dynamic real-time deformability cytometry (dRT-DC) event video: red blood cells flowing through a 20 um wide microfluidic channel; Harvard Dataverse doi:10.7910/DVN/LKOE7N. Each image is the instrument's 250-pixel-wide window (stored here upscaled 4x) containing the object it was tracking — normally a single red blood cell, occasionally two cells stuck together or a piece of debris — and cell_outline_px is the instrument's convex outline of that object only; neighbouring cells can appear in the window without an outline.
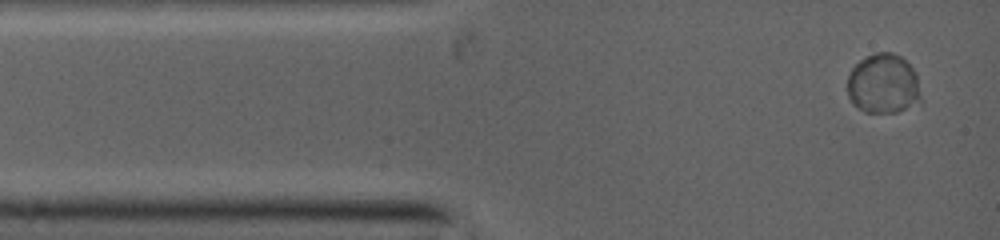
{"species": "common noctule bat (a hibernating species)", "species_latin": "Nyctalus noctula", "temperature_condition": "warm", "stored_images_in_passage": 42, "camera_frame_rate_fps": 5000, "um_per_image_px": 0.085, "animal": {"sex": "female", "body_mass_g": 19.0, "forearm_length_mm": 53.3}, "frame": {"image": 1, "passage_image": 1, "time_ms": 0.0, "image_size_px": [1000, 240], "cell_outline_px": [[924, 100], [896, 112], [864, 112], [848, 96], [848, 76], [852, 68], [860, 60], [876, 52], [892, 52], [900, 56], [916, 72]], "centroid_in_image_um": [75.13, 7.12], "position_along_channel_um": 9.9, "area_um2": 25.61}}
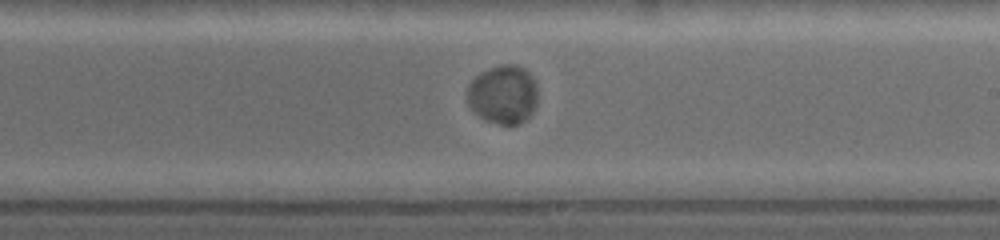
{"frame": {"image": 2, "passage_image": 19, "time_ms": 6.6, "image_size_px": [1000, 240], "cell_outline_px": [[536, 100], [532, 112], [528, 116], [516, 124], [500, 124], [488, 120], [480, 116], [472, 108], [468, 100], [468, 84], [476, 76], [492, 68], [504, 64], [516, 64], [524, 68], [532, 80], [536, 88]], "centroid_in_image_um": [42.75, 8.02], "position_along_channel_um": 246.2, "area_um2": 23.24}}
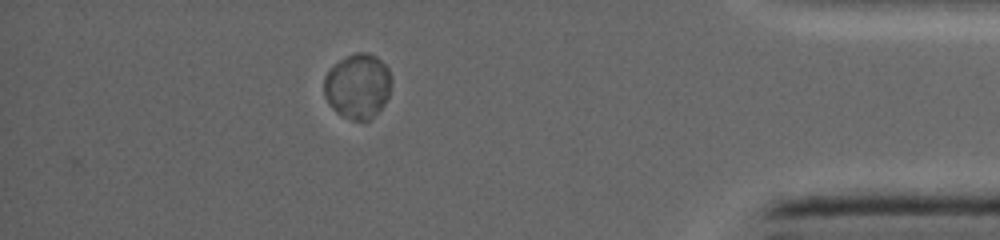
{"frame": {"image": 3, "passage_image": 36, "time_ms": 11.2, "image_size_px": [1000, 240], "cell_outline_px": [[392, 80], [388, 96], [384, 104], [368, 120], [356, 120], [344, 116], [332, 108], [324, 96], [324, 76], [340, 60], [356, 52], [368, 52], [376, 56], [388, 68], [392, 76]], "centroid_in_image_um": [30.42, 7.29], "position_along_channel_um": 404.8, "area_um2": 25.2}}